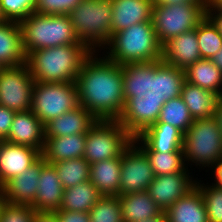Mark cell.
<instances>
[{"label": "cell", "mask_w": 222, "mask_h": 222, "mask_svg": "<svg viewBox=\"0 0 222 222\" xmlns=\"http://www.w3.org/2000/svg\"><path fill=\"white\" fill-rule=\"evenodd\" d=\"M125 104L117 121L134 138L158 121L167 100L181 96L185 72L162 60L125 64Z\"/></svg>", "instance_id": "obj_1"}, {"label": "cell", "mask_w": 222, "mask_h": 222, "mask_svg": "<svg viewBox=\"0 0 222 222\" xmlns=\"http://www.w3.org/2000/svg\"><path fill=\"white\" fill-rule=\"evenodd\" d=\"M93 52L76 79L78 103L97 120H117L125 98L122 65Z\"/></svg>", "instance_id": "obj_2"}, {"label": "cell", "mask_w": 222, "mask_h": 222, "mask_svg": "<svg viewBox=\"0 0 222 222\" xmlns=\"http://www.w3.org/2000/svg\"><path fill=\"white\" fill-rule=\"evenodd\" d=\"M93 51L84 43L42 48L26 56L35 82H76L79 71Z\"/></svg>", "instance_id": "obj_3"}, {"label": "cell", "mask_w": 222, "mask_h": 222, "mask_svg": "<svg viewBox=\"0 0 222 222\" xmlns=\"http://www.w3.org/2000/svg\"><path fill=\"white\" fill-rule=\"evenodd\" d=\"M104 49H106L104 55L120 65L162 59V46L156 37L152 21L133 24L114 33Z\"/></svg>", "instance_id": "obj_4"}, {"label": "cell", "mask_w": 222, "mask_h": 222, "mask_svg": "<svg viewBox=\"0 0 222 222\" xmlns=\"http://www.w3.org/2000/svg\"><path fill=\"white\" fill-rule=\"evenodd\" d=\"M20 26L26 56L42 48L81 43L67 15L31 13Z\"/></svg>", "instance_id": "obj_5"}, {"label": "cell", "mask_w": 222, "mask_h": 222, "mask_svg": "<svg viewBox=\"0 0 222 222\" xmlns=\"http://www.w3.org/2000/svg\"><path fill=\"white\" fill-rule=\"evenodd\" d=\"M112 14V0H82L67 16L80 42L98 52L112 38Z\"/></svg>", "instance_id": "obj_6"}, {"label": "cell", "mask_w": 222, "mask_h": 222, "mask_svg": "<svg viewBox=\"0 0 222 222\" xmlns=\"http://www.w3.org/2000/svg\"><path fill=\"white\" fill-rule=\"evenodd\" d=\"M183 155L185 164L194 163L203 169H209L222 157V133L215 116L194 119L184 133Z\"/></svg>", "instance_id": "obj_7"}, {"label": "cell", "mask_w": 222, "mask_h": 222, "mask_svg": "<svg viewBox=\"0 0 222 222\" xmlns=\"http://www.w3.org/2000/svg\"><path fill=\"white\" fill-rule=\"evenodd\" d=\"M207 4L154 5L152 25L161 46L172 38L196 29L206 16Z\"/></svg>", "instance_id": "obj_8"}, {"label": "cell", "mask_w": 222, "mask_h": 222, "mask_svg": "<svg viewBox=\"0 0 222 222\" xmlns=\"http://www.w3.org/2000/svg\"><path fill=\"white\" fill-rule=\"evenodd\" d=\"M133 137L117 120H97L86 133L83 158L92 163L120 157Z\"/></svg>", "instance_id": "obj_9"}, {"label": "cell", "mask_w": 222, "mask_h": 222, "mask_svg": "<svg viewBox=\"0 0 222 222\" xmlns=\"http://www.w3.org/2000/svg\"><path fill=\"white\" fill-rule=\"evenodd\" d=\"M78 105L76 82H35L30 110L44 125Z\"/></svg>", "instance_id": "obj_10"}, {"label": "cell", "mask_w": 222, "mask_h": 222, "mask_svg": "<svg viewBox=\"0 0 222 222\" xmlns=\"http://www.w3.org/2000/svg\"><path fill=\"white\" fill-rule=\"evenodd\" d=\"M35 80L28 65L0 67V105L15 112L31 109Z\"/></svg>", "instance_id": "obj_11"}, {"label": "cell", "mask_w": 222, "mask_h": 222, "mask_svg": "<svg viewBox=\"0 0 222 222\" xmlns=\"http://www.w3.org/2000/svg\"><path fill=\"white\" fill-rule=\"evenodd\" d=\"M154 177L145 152L132 140L121 155L119 196L146 191Z\"/></svg>", "instance_id": "obj_12"}, {"label": "cell", "mask_w": 222, "mask_h": 222, "mask_svg": "<svg viewBox=\"0 0 222 222\" xmlns=\"http://www.w3.org/2000/svg\"><path fill=\"white\" fill-rule=\"evenodd\" d=\"M190 174L187 167L183 172L154 177L147 191L163 212L195 187L196 179Z\"/></svg>", "instance_id": "obj_13"}, {"label": "cell", "mask_w": 222, "mask_h": 222, "mask_svg": "<svg viewBox=\"0 0 222 222\" xmlns=\"http://www.w3.org/2000/svg\"><path fill=\"white\" fill-rule=\"evenodd\" d=\"M41 156V151L36 148L0 141V187L26 171Z\"/></svg>", "instance_id": "obj_14"}, {"label": "cell", "mask_w": 222, "mask_h": 222, "mask_svg": "<svg viewBox=\"0 0 222 222\" xmlns=\"http://www.w3.org/2000/svg\"><path fill=\"white\" fill-rule=\"evenodd\" d=\"M64 188L52 164L46 163L41 156V173L38 180L37 196L31 206L37 212L53 213L62 204Z\"/></svg>", "instance_id": "obj_15"}, {"label": "cell", "mask_w": 222, "mask_h": 222, "mask_svg": "<svg viewBox=\"0 0 222 222\" xmlns=\"http://www.w3.org/2000/svg\"><path fill=\"white\" fill-rule=\"evenodd\" d=\"M184 134L167 123H155L146 128L133 141L143 151L172 152L183 151Z\"/></svg>", "instance_id": "obj_16"}, {"label": "cell", "mask_w": 222, "mask_h": 222, "mask_svg": "<svg viewBox=\"0 0 222 222\" xmlns=\"http://www.w3.org/2000/svg\"><path fill=\"white\" fill-rule=\"evenodd\" d=\"M202 59L200 55L196 29L184 32L162 46V61L186 70Z\"/></svg>", "instance_id": "obj_17"}, {"label": "cell", "mask_w": 222, "mask_h": 222, "mask_svg": "<svg viewBox=\"0 0 222 222\" xmlns=\"http://www.w3.org/2000/svg\"><path fill=\"white\" fill-rule=\"evenodd\" d=\"M5 141L36 148L42 152L45 141L44 124L31 110L16 112Z\"/></svg>", "instance_id": "obj_18"}, {"label": "cell", "mask_w": 222, "mask_h": 222, "mask_svg": "<svg viewBox=\"0 0 222 222\" xmlns=\"http://www.w3.org/2000/svg\"><path fill=\"white\" fill-rule=\"evenodd\" d=\"M41 173V157L26 171L8 180L3 186L6 202L31 205L37 196L38 180Z\"/></svg>", "instance_id": "obj_19"}, {"label": "cell", "mask_w": 222, "mask_h": 222, "mask_svg": "<svg viewBox=\"0 0 222 222\" xmlns=\"http://www.w3.org/2000/svg\"><path fill=\"white\" fill-rule=\"evenodd\" d=\"M153 0H112L111 34L151 21Z\"/></svg>", "instance_id": "obj_20"}, {"label": "cell", "mask_w": 222, "mask_h": 222, "mask_svg": "<svg viewBox=\"0 0 222 222\" xmlns=\"http://www.w3.org/2000/svg\"><path fill=\"white\" fill-rule=\"evenodd\" d=\"M97 119L81 105L44 125L45 137H62L87 133Z\"/></svg>", "instance_id": "obj_21"}, {"label": "cell", "mask_w": 222, "mask_h": 222, "mask_svg": "<svg viewBox=\"0 0 222 222\" xmlns=\"http://www.w3.org/2000/svg\"><path fill=\"white\" fill-rule=\"evenodd\" d=\"M25 63L20 23L0 22V67H15Z\"/></svg>", "instance_id": "obj_22"}, {"label": "cell", "mask_w": 222, "mask_h": 222, "mask_svg": "<svg viewBox=\"0 0 222 222\" xmlns=\"http://www.w3.org/2000/svg\"><path fill=\"white\" fill-rule=\"evenodd\" d=\"M85 140L86 133L62 137H45L41 155L48 164L82 158L85 152Z\"/></svg>", "instance_id": "obj_23"}, {"label": "cell", "mask_w": 222, "mask_h": 222, "mask_svg": "<svg viewBox=\"0 0 222 222\" xmlns=\"http://www.w3.org/2000/svg\"><path fill=\"white\" fill-rule=\"evenodd\" d=\"M164 213L168 222H208L204 198L196 186Z\"/></svg>", "instance_id": "obj_24"}, {"label": "cell", "mask_w": 222, "mask_h": 222, "mask_svg": "<svg viewBox=\"0 0 222 222\" xmlns=\"http://www.w3.org/2000/svg\"><path fill=\"white\" fill-rule=\"evenodd\" d=\"M119 199L124 222H141L164 213L147 190L120 195Z\"/></svg>", "instance_id": "obj_25"}, {"label": "cell", "mask_w": 222, "mask_h": 222, "mask_svg": "<svg viewBox=\"0 0 222 222\" xmlns=\"http://www.w3.org/2000/svg\"><path fill=\"white\" fill-rule=\"evenodd\" d=\"M89 180L102 196H119L121 156L90 165Z\"/></svg>", "instance_id": "obj_26"}, {"label": "cell", "mask_w": 222, "mask_h": 222, "mask_svg": "<svg viewBox=\"0 0 222 222\" xmlns=\"http://www.w3.org/2000/svg\"><path fill=\"white\" fill-rule=\"evenodd\" d=\"M181 97L193 119L215 116L220 95L185 81Z\"/></svg>", "instance_id": "obj_27"}, {"label": "cell", "mask_w": 222, "mask_h": 222, "mask_svg": "<svg viewBox=\"0 0 222 222\" xmlns=\"http://www.w3.org/2000/svg\"><path fill=\"white\" fill-rule=\"evenodd\" d=\"M184 72L190 84L222 96V72L210 59H200Z\"/></svg>", "instance_id": "obj_28"}, {"label": "cell", "mask_w": 222, "mask_h": 222, "mask_svg": "<svg viewBox=\"0 0 222 222\" xmlns=\"http://www.w3.org/2000/svg\"><path fill=\"white\" fill-rule=\"evenodd\" d=\"M101 196L94 184L88 180L64 189L59 210L89 212Z\"/></svg>", "instance_id": "obj_29"}, {"label": "cell", "mask_w": 222, "mask_h": 222, "mask_svg": "<svg viewBox=\"0 0 222 222\" xmlns=\"http://www.w3.org/2000/svg\"><path fill=\"white\" fill-rule=\"evenodd\" d=\"M64 189L89 180L90 164L82 157L52 163Z\"/></svg>", "instance_id": "obj_30"}, {"label": "cell", "mask_w": 222, "mask_h": 222, "mask_svg": "<svg viewBox=\"0 0 222 222\" xmlns=\"http://www.w3.org/2000/svg\"><path fill=\"white\" fill-rule=\"evenodd\" d=\"M194 119L191 116L181 96L167 100L156 123H167L178 128L183 134L192 125Z\"/></svg>", "instance_id": "obj_31"}, {"label": "cell", "mask_w": 222, "mask_h": 222, "mask_svg": "<svg viewBox=\"0 0 222 222\" xmlns=\"http://www.w3.org/2000/svg\"><path fill=\"white\" fill-rule=\"evenodd\" d=\"M196 34L202 59H211L222 47V35L217 26L206 15L196 27Z\"/></svg>", "instance_id": "obj_32"}, {"label": "cell", "mask_w": 222, "mask_h": 222, "mask_svg": "<svg viewBox=\"0 0 222 222\" xmlns=\"http://www.w3.org/2000/svg\"><path fill=\"white\" fill-rule=\"evenodd\" d=\"M144 152L149 159L155 176L183 172L189 166L185 164L183 151Z\"/></svg>", "instance_id": "obj_33"}, {"label": "cell", "mask_w": 222, "mask_h": 222, "mask_svg": "<svg viewBox=\"0 0 222 222\" xmlns=\"http://www.w3.org/2000/svg\"><path fill=\"white\" fill-rule=\"evenodd\" d=\"M88 213L90 222H124L119 196H101Z\"/></svg>", "instance_id": "obj_34"}, {"label": "cell", "mask_w": 222, "mask_h": 222, "mask_svg": "<svg viewBox=\"0 0 222 222\" xmlns=\"http://www.w3.org/2000/svg\"><path fill=\"white\" fill-rule=\"evenodd\" d=\"M199 181L196 180L195 186L204 198L208 222H222V188Z\"/></svg>", "instance_id": "obj_35"}, {"label": "cell", "mask_w": 222, "mask_h": 222, "mask_svg": "<svg viewBox=\"0 0 222 222\" xmlns=\"http://www.w3.org/2000/svg\"><path fill=\"white\" fill-rule=\"evenodd\" d=\"M35 0H0V13L4 20L20 23L34 13Z\"/></svg>", "instance_id": "obj_36"}, {"label": "cell", "mask_w": 222, "mask_h": 222, "mask_svg": "<svg viewBox=\"0 0 222 222\" xmlns=\"http://www.w3.org/2000/svg\"><path fill=\"white\" fill-rule=\"evenodd\" d=\"M36 212L31 205L5 201L0 210V222H33Z\"/></svg>", "instance_id": "obj_37"}, {"label": "cell", "mask_w": 222, "mask_h": 222, "mask_svg": "<svg viewBox=\"0 0 222 222\" xmlns=\"http://www.w3.org/2000/svg\"><path fill=\"white\" fill-rule=\"evenodd\" d=\"M82 0H35L34 13L67 15Z\"/></svg>", "instance_id": "obj_38"}, {"label": "cell", "mask_w": 222, "mask_h": 222, "mask_svg": "<svg viewBox=\"0 0 222 222\" xmlns=\"http://www.w3.org/2000/svg\"><path fill=\"white\" fill-rule=\"evenodd\" d=\"M15 111L0 105V141H5L13 122Z\"/></svg>", "instance_id": "obj_39"}, {"label": "cell", "mask_w": 222, "mask_h": 222, "mask_svg": "<svg viewBox=\"0 0 222 222\" xmlns=\"http://www.w3.org/2000/svg\"><path fill=\"white\" fill-rule=\"evenodd\" d=\"M53 213L59 222H90L88 212L58 210Z\"/></svg>", "instance_id": "obj_40"}, {"label": "cell", "mask_w": 222, "mask_h": 222, "mask_svg": "<svg viewBox=\"0 0 222 222\" xmlns=\"http://www.w3.org/2000/svg\"><path fill=\"white\" fill-rule=\"evenodd\" d=\"M208 0H153V5L207 4Z\"/></svg>", "instance_id": "obj_41"}, {"label": "cell", "mask_w": 222, "mask_h": 222, "mask_svg": "<svg viewBox=\"0 0 222 222\" xmlns=\"http://www.w3.org/2000/svg\"><path fill=\"white\" fill-rule=\"evenodd\" d=\"M210 168L215 174V180L214 183H212V185L222 188V157L216 163H214Z\"/></svg>", "instance_id": "obj_42"}, {"label": "cell", "mask_w": 222, "mask_h": 222, "mask_svg": "<svg viewBox=\"0 0 222 222\" xmlns=\"http://www.w3.org/2000/svg\"><path fill=\"white\" fill-rule=\"evenodd\" d=\"M33 222H59L54 213L36 212Z\"/></svg>", "instance_id": "obj_43"}, {"label": "cell", "mask_w": 222, "mask_h": 222, "mask_svg": "<svg viewBox=\"0 0 222 222\" xmlns=\"http://www.w3.org/2000/svg\"><path fill=\"white\" fill-rule=\"evenodd\" d=\"M206 15L213 21L222 35V11H206Z\"/></svg>", "instance_id": "obj_44"}, {"label": "cell", "mask_w": 222, "mask_h": 222, "mask_svg": "<svg viewBox=\"0 0 222 222\" xmlns=\"http://www.w3.org/2000/svg\"><path fill=\"white\" fill-rule=\"evenodd\" d=\"M206 11H222V0H208Z\"/></svg>", "instance_id": "obj_45"}, {"label": "cell", "mask_w": 222, "mask_h": 222, "mask_svg": "<svg viewBox=\"0 0 222 222\" xmlns=\"http://www.w3.org/2000/svg\"><path fill=\"white\" fill-rule=\"evenodd\" d=\"M215 117L217 118L219 128L222 133V96H220L218 100Z\"/></svg>", "instance_id": "obj_46"}, {"label": "cell", "mask_w": 222, "mask_h": 222, "mask_svg": "<svg viewBox=\"0 0 222 222\" xmlns=\"http://www.w3.org/2000/svg\"><path fill=\"white\" fill-rule=\"evenodd\" d=\"M210 60L222 72V47L217 51V53Z\"/></svg>", "instance_id": "obj_47"}, {"label": "cell", "mask_w": 222, "mask_h": 222, "mask_svg": "<svg viewBox=\"0 0 222 222\" xmlns=\"http://www.w3.org/2000/svg\"><path fill=\"white\" fill-rule=\"evenodd\" d=\"M141 222H166V216L165 213H163L161 216L153 218V219H146Z\"/></svg>", "instance_id": "obj_48"}, {"label": "cell", "mask_w": 222, "mask_h": 222, "mask_svg": "<svg viewBox=\"0 0 222 222\" xmlns=\"http://www.w3.org/2000/svg\"><path fill=\"white\" fill-rule=\"evenodd\" d=\"M5 202L4 196H3V190L2 187H0V210L2 208L3 203Z\"/></svg>", "instance_id": "obj_49"}, {"label": "cell", "mask_w": 222, "mask_h": 222, "mask_svg": "<svg viewBox=\"0 0 222 222\" xmlns=\"http://www.w3.org/2000/svg\"><path fill=\"white\" fill-rule=\"evenodd\" d=\"M3 21H4V19H3L2 15H1V13H0V22H3Z\"/></svg>", "instance_id": "obj_50"}]
</instances>
